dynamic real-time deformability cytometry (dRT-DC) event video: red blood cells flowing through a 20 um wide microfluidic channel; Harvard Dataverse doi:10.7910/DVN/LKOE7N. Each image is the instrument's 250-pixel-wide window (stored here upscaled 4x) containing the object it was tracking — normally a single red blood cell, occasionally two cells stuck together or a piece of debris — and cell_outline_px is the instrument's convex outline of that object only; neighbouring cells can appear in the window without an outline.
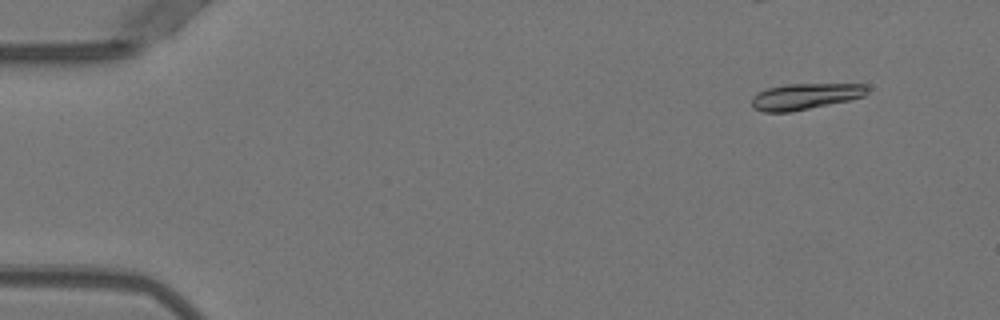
{"species": "Egyptian fruit bat (a non-hibernating species)", "species_latin": "Rousettus aegyptiacus", "temperature_condition": "warm", "stored_images_in_passage": 14, "camera_frame_rate_fps": 3000, "um_per_image_px": 0.085, "animal": {"sex": "female"}, "frame": {"image": 1, "passage_image": 5, "time_ms": 1.333, "image_size_px": [1000, 320], "cell_outline_px": [[868, 92], [864, 96], [848, 100], [792, 112], [764, 112], [752, 108], [752, 100], [760, 92], [768, 88], [788, 84], [864, 84], [868, 88]], "centroid_in_image_um": [68.45, 8.2], "position_along_channel_um": 16.5, "area_um2": 17.34}}